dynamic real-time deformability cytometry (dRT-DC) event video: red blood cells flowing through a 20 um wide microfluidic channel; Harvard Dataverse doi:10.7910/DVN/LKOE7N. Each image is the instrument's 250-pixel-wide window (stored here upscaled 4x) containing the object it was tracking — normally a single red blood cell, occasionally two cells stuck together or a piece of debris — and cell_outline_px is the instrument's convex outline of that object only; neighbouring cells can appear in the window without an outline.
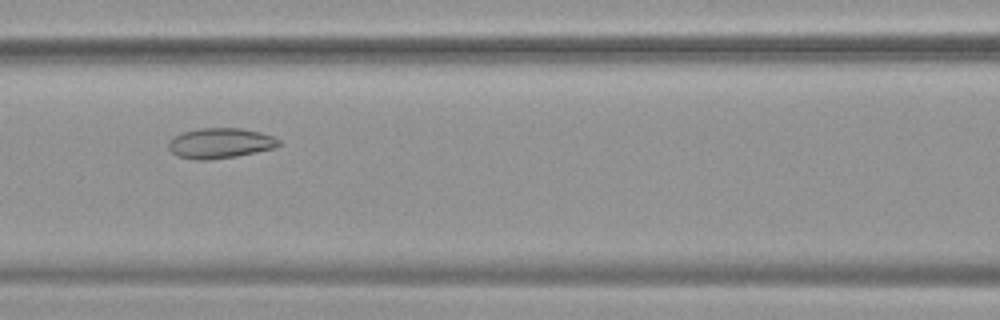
{"species": "common noctule bat (a hibernating species)", "species_latin": "Nyctalus noctula", "temperature_condition": "warm", "stored_images_in_passage": 55, "camera_frame_rate_fps": 3000, "um_per_image_px": 0.085, "animal": {"sex": "female", "body_mass_g": 19.9}, "frame": {"image": 1, "passage_image": 25, "time_ms": 8.0, "image_size_px": [1000, 320], "cell_outline_px": [[280, 144], [276, 148], [236, 156], [208, 160], [196, 160], [176, 156], [168, 148], [168, 140], [184, 132], [200, 128], [240, 128], [260, 132], [272, 136], [280, 140]], "centroid_in_image_um": [18.71, 12.18], "position_along_channel_um": 147.9, "area_um2": 19.48}}
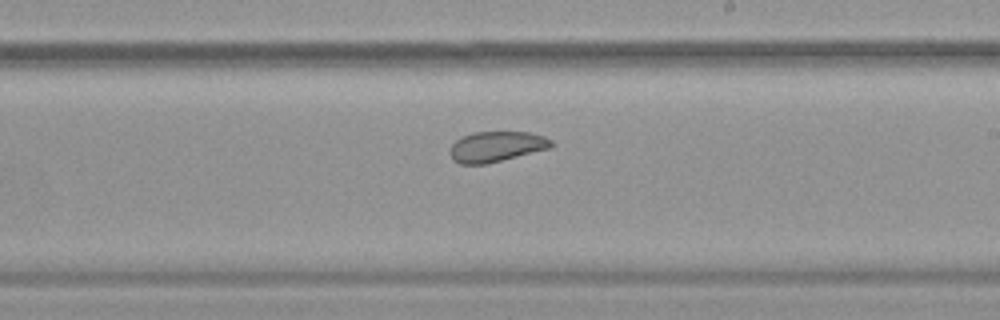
{"frame": {"image": 2, "passage_image": 33, "time_ms": 10.667, "image_size_px": [1000, 320], "cell_outline_px": [[556, 144], [552, 148], [484, 164], [460, 164], [452, 160], [448, 152], [452, 144], [460, 136], [472, 132], [528, 132], [544, 136], [552, 140]], "centroid_in_image_um": [42.18, 12.45], "position_along_channel_um": 246.8, "area_um2": 18.21}}
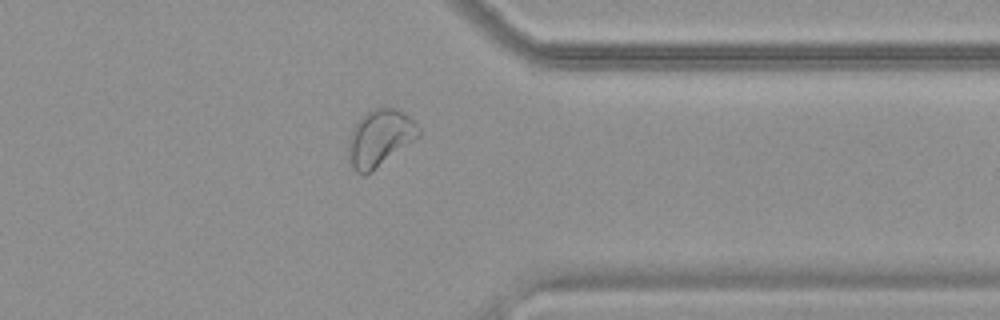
{"frame": {"image": 3, "passage_image": 44, "time_ms": 14.333, "image_size_px": [1000, 320], "cell_outline_px": [[420, 136], [372, 172], [364, 176], [356, 172], [352, 168], [348, 160], [348, 140], [352, 128], [360, 116], [376, 108], [396, 108], [408, 116], [420, 128]], "centroid_in_image_um": [32.25, 11.76], "position_along_channel_um": 379.1, "area_um2": 23.41}, "authors_computed_cell_mechanics": {"area_um2": 24.7384, "velocity_mm_per_s": 3.7362, "shape_relaxation_time_tau1_ms": 9.5559, "shape_relaxation_time_tau2_ms": 2.074, "deformation_change_tau1": 0.1389, "deformation_change_tau2": 0.0672}}